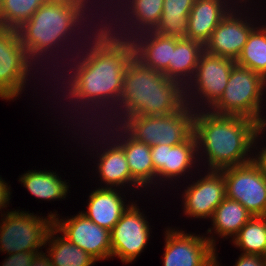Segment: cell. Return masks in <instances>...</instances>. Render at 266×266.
Returning a JSON list of instances; mask_svg holds the SVG:
<instances>
[{
	"label": "cell",
	"instance_id": "1",
	"mask_svg": "<svg viewBox=\"0 0 266 266\" xmlns=\"http://www.w3.org/2000/svg\"><path fill=\"white\" fill-rule=\"evenodd\" d=\"M133 57L131 40L114 35L102 25L61 67L63 70L54 73L53 77L57 80L53 81L58 82L59 86L62 85L55 89L58 84L54 83L53 89L63 92L62 100L70 102L65 108L71 104L70 107L74 108L72 110L82 116L79 118V115L75 114L77 120L80 119V122L76 123L79 127H83L82 123L99 125L116 110L125 70ZM58 74H61L60 79Z\"/></svg>",
	"mask_w": 266,
	"mask_h": 266
},
{
	"label": "cell",
	"instance_id": "2",
	"mask_svg": "<svg viewBox=\"0 0 266 266\" xmlns=\"http://www.w3.org/2000/svg\"><path fill=\"white\" fill-rule=\"evenodd\" d=\"M99 1L100 0H47L43 5L39 7V9L32 15L29 20L25 21L17 29L21 44L26 49L29 58L37 66L39 65L40 67H42L38 68L42 69L40 71L45 72V70L43 71V69H47L46 71L52 74L50 75L49 73H47L51 77L54 75L55 70L58 69L57 71L60 72L62 70L61 67L63 66V64H65V62L69 59L68 56L72 57L83 46V44L88 41L90 36H92V34L95 33L96 30H98V28L103 25V14H101L103 10V4L101 2L103 0H101V2ZM100 3L101 5H99ZM100 8L101 13L98 14ZM92 12H95V14ZM89 17L91 18L89 19ZM96 20L98 23L95 22ZM54 57L55 59H53ZM59 57L62 58L60 59V61ZM42 62H46V64L49 63V66L45 64V68L42 65ZM59 62L60 64H62L61 66ZM50 64H53L52 66L55 67L53 68L55 70L52 72L48 70L51 69Z\"/></svg>",
	"mask_w": 266,
	"mask_h": 266
},
{
	"label": "cell",
	"instance_id": "3",
	"mask_svg": "<svg viewBox=\"0 0 266 266\" xmlns=\"http://www.w3.org/2000/svg\"><path fill=\"white\" fill-rule=\"evenodd\" d=\"M259 126L247 117L196 110L193 134L198 164L205 160L206 169L221 170L253 161V142Z\"/></svg>",
	"mask_w": 266,
	"mask_h": 266
},
{
	"label": "cell",
	"instance_id": "4",
	"mask_svg": "<svg viewBox=\"0 0 266 266\" xmlns=\"http://www.w3.org/2000/svg\"><path fill=\"white\" fill-rule=\"evenodd\" d=\"M185 104V87L180 82L143 66L133 57L125 70L118 107L103 123L120 124L136 115H167Z\"/></svg>",
	"mask_w": 266,
	"mask_h": 266
},
{
	"label": "cell",
	"instance_id": "5",
	"mask_svg": "<svg viewBox=\"0 0 266 266\" xmlns=\"http://www.w3.org/2000/svg\"><path fill=\"white\" fill-rule=\"evenodd\" d=\"M265 94L266 80L258 73L235 64L225 91L209 111L219 115L243 116L260 125L265 124L266 117L262 110L266 109L263 107L266 102L263 98Z\"/></svg>",
	"mask_w": 266,
	"mask_h": 266
},
{
	"label": "cell",
	"instance_id": "6",
	"mask_svg": "<svg viewBox=\"0 0 266 266\" xmlns=\"http://www.w3.org/2000/svg\"><path fill=\"white\" fill-rule=\"evenodd\" d=\"M196 111L185 104L179 111L167 115L126 117L119 125L134 139L149 146H176L194 132Z\"/></svg>",
	"mask_w": 266,
	"mask_h": 266
},
{
	"label": "cell",
	"instance_id": "7",
	"mask_svg": "<svg viewBox=\"0 0 266 266\" xmlns=\"http://www.w3.org/2000/svg\"><path fill=\"white\" fill-rule=\"evenodd\" d=\"M56 213V210L54 213L50 211L48 216L41 217L38 214L34 215V212L19 209L6 211L0 220V251L7 255L18 252H41L48 232L53 227Z\"/></svg>",
	"mask_w": 266,
	"mask_h": 266
},
{
	"label": "cell",
	"instance_id": "8",
	"mask_svg": "<svg viewBox=\"0 0 266 266\" xmlns=\"http://www.w3.org/2000/svg\"><path fill=\"white\" fill-rule=\"evenodd\" d=\"M36 67L21 44L17 29L0 27V98L14 102L30 85L33 70L42 73Z\"/></svg>",
	"mask_w": 266,
	"mask_h": 266
},
{
	"label": "cell",
	"instance_id": "9",
	"mask_svg": "<svg viewBox=\"0 0 266 266\" xmlns=\"http://www.w3.org/2000/svg\"><path fill=\"white\" fill-rule=\"evenodd\" d=\"M235 64L233 59L203 51L193 78L185 86L186 104L195 111L209 110L225 91Z\"/></svg>",
	"mask_w": 266,
	"mask_h": 266
},
{
	"label": "cell",
	"instance_id": "10",
	"mask_svg": "<svg viewBox=\"0 0 266 266\" xmlns=\"http://www.w3.org/2000/svg\"><path fill=\"white\" fill-rule=\"evenodd\" d=\"M163 3L164 0H104L102 24L114 35L130 39L136 34L156 28L162 16Z\"/></svg>",
	"mask_w": 266,
	"mask_h": 266
},
{
	"label": "cell",
	"instance_id": "11",
	"mask_svg": "<svg viewBox=\"0 0 266 266\" xmlns=\"http://www.w3.org/2000/svg\"><path fill=\"white\" fill-rule=\"evenodd\" d=\"M87 128L89 129V131L85 130ZM92 128H94L93 130L95 131V133H93L94 131L91 130ZM81 130H82V135H84V133H86V132H89L87 137L89 135H91V136H89L90 138L88 137V139L93 141V145L91 143V145L89 147H92V146L95 147L96 146L95 148H92L91 152L94 151V149L95 150L98 149L97 147L100 144V149L95 151V152H97L96 153L97 155L95 154V156L97 157V160H98L97 161L98 163H95L97 166L96 167L97 169H95V170L98 172V173L96 172V174L99 175L98 178L100 177L99 181L101 180L102 184H105V186L102 185V186H100V188H120V189H123L126 186H127V188L129 186V188L130 189L132 188L131 190L134 189L135 192H136L135 189L139 190V188H140V190H143L132 179L130 169L128 166V162H127V158L125 156V152H124L123 148L114 140V138L110 137V135L108 133H106V131L103 128L101 129L100 125H97V126L94 125V127H91L89 125L85 126V124H84V127ZM83 131H84V133H83ZM100 132H101V134H100ZM92 135H96V137H94V136L92 137ZM91 137H92V139H91ZM97 138H99V139H97ZM94 140L96 141V143L99 141L101 143L99 142V143L95 144ZM101 144L102 145L104 144V146H102ZM98 151H100V152H98Z\"/></svg>",
	"mask_w": 266,
	"mask_h": 266
},
{
	"label": "cell",
	"instance_id": "12",
	"mask_svg": "<svg viewBox=\"0 0 266 266\" xmlns=\"http://www.w3.org/2000/svg\"><path fill=\"white\" fill-rule=\"evenodd\" d=\"M220 171L227 198L241 203L252 216H266V176L253 161Z\"/></svg>",
	"mask_w": 266,
	"mask_h": 266
},
{
	"label": "cell",
	"instance_id": "13",
	"mask_svg": "<svg viewBox=\"0 0 266 266\" xmlns=\"http://www.w3.org/2000/svg\"><path fill=\"white\" fill-rule=\"evenodd\" d=\"M136 202L132 201L110 230L111 258L117 257L123 264L134 262L150 241L152 228Z\"/></svg>",
	"mask_w": 266,
	"mask_h": 266
},
{
	"label": "cell",
	"instance_id": "14",
	"mask_svg": "<svg viewBox=\"0 0 266 266\" xmlns=\"http://www.w3.org/2000/svg\"><path fill=\"white\" fill-rule=\"evenodd\" d=\"M242 4L237 3V6L235 5L213 30L209 41L204 45V51L212 55L237 60L251 31L258 24L254 22L255 16L250 18L249 15H245L251 8L246 6L247 3ZM243 6L244 8H242ZM242 10L246 12L242 13Z\"/></svg>",
	"mask_w": 266,
	"mask_h": 266
},
{
	"label": "cell",
	"instance_id": "15",
	"mask_svg": "<svg viewBox=\"0 0 266 266\" xmlns=\"http://www.w3.org/2000/svg\"><path fill=\"white\" fill-rule=\"evenodd\" d=\"M165 229L163 266H209L215 260V248L204 235Z\"/></svg>",
	"mask_w": 266,
	"mask_h": 266
},
{
	"label": "cell",
	"instance_id": "16",
	"mask_svg": "<svg viewBox=\"0 0 266 266\" xmlns=\"http://www.w3.org/2000/svg\"><path fill=\"white\" fill-rule=\"evenodd\" d=\"M56 214L53 226L76 246L94 257L98 262L111 259L110 230L98 226L81 212L59 220Z\"/></svg>",
	"mask_w": 266,
	"mask_h": 266
},
{
	"label": "cell",
	"instance_id": "17",
	"mask_svg": "<svg viewBox=\"0 0 266 266\" xmlns=\"http://www.w3.org/2000/svg\"><path fill=\"white\" fill-rule=\"evenodd\" d=\"M151 157L154 171L156 172L157 185H162L165 181L169 184L171 182L176 184L174 180L179 181L180 177L184 176L183 178L185 179L186 177V180L187 176L189 177L187 174H191L190 177H192V171H194L192 168L200 170L196 167L199 164H197V142L194 134L176 146L165 144L152 146Z\"/></svg>",
	"mask_w": 266,
	"mask_h": 266
},
{
	"label": "cell",
	"instance_id": "18",
	"mask_svg": "<svg viewBox=\"0 0 266 266\" xmlns=\"http://www.w3.org/2000/svg\"><path fill=\"white\" fill-rule=\"evenodd\" d=\"M182 191L183 213L189 218L211 219L216 207L226 198L225 181L220 170H208Z\"/></svg>",
	"mask_w": 266,
	"mask_h": 266
},
{
	"label": "cell",
	"instance_id": "19",
	"mask_svg": "<svg viewBox=\"0 0 266 266\" xmlns=\"http://www.w3.org/2000/svg\"><path fill=\"white\" fill-rule=\"evenodd\" d=\"M99 125L110 137H116L114 140L125 152L132 179L141 189H151V184L155 186L156 172L151 157V146L132 138L119 124L102 123Z\"/></svg>",
	"mask_w": 266,
	"mask_h": 266
},
{
	"label": "cell",
	"instance_id": "20",
	"mask_svg": "<svg viewBox=\"0 0 266 266\" xmlns=\"http://www.w3.org/2000/svg\"><path fill=\"white\" fill-rule=\"evenodd\" d=\"M237 3L236 0H195L188 15L186 38L204 46L213 30Z\"/></svg>",
	"mask_w": 266,
	"mask_h": 266
},
{
	"label": "cell",
	"instance_id": "21",
	"mask_svg": "<svg viewBox=\"0 0 266 266\" xmlns=\"http://www.w3.org/2000/svg\"><path fill=\"white\" fill-rule=\"evenodd\" d=\"M134 49V58L143 66L165 73L172 62V49L176 38L164 36L153 30L145 31L130 38Z\"/></svg>",
	"mask_w": 266,
	"mask_h": 266
},
{
	"label": "cell",
	"instance_id": "22",
	"mask_svg": "<svg viewBox=\"0 0 266 266\" xmlns=\"http://www.w3.org/2000/svg\"><path fill=\"white\" fill-rule=\"evenodd\" d=\"M120 190L124 191L120 188L96 187L88 196L87 211L81 213L98 226L111 230L132 203L128 201L126 204V196Z\"/></svg>",
	"mask_w": 266,
	"mask_h": 266
},
{
	"label": "cell",
	"instance_id": "23",
	"mask_svg": "<svg viewBox=\"0 0 266 266\" xmlns=\"http://www.w3.org/2000/svg\"><path fill=\"white\" fill-rule=\"evenodd\" d=\"M251 218L252 215L241 203L226 197L216 207V210L210 219L212 227L206 230V233H209V237L206 236V238L216 248V240L218 237L223 239H233ZM213 234H216L217 237Z\"/></svg>",
	"mask_w": 266,
	"mask_h": 266
},
{
	"label": "cell",
	"instance_id": "24",
	"mask_svg": "<svg viewBox=\"0 0 266 266\" xmlns=\"http://www.w3.org/2000/svg\"><path fill=\"white\" fill-rule=\"evenodd\" d=\"M204 46L187 38H176L175 49H172V62L164 75L180 82L184 87L193 78Z\"/></svg>",
	"mask_w": 266,
	"mask_h": 266
},
{
	"label": "cell",
	"instance_id": "25",
	"mask_svg": "<svg viewBox=\"0 0 266 266\" xmlns=\"http://www.w3.org/2000/svg\"><path fill=\"white\" fill-rule=\"evenodd\" d=\"M19 182L35 196V198L47 201L64 200L69 191V182L62 180L55 171L52 170H29L20 175ZM60 177V178H59Z\"/></svg>",
	"mask_w": 266,
	"mask_h": 266
},
{
	"label": "cell",
	"instance_id": "26",
	"mask_svg": "<svg viewBox=\"0 0 266 266\" xmlns=\"http://www.w3.org/2000/svg\"><path fill=\"white\" fill-rule=\"evenodd\" d=\"M44 247H47L45 252L53 266H93L97 262L90 254L61 236L54 226L48 232Z\"/></svg>",
	"mask_w": 266,
	"mask_h": 266
},
{
	"label": "cell",
	"instance_id": "27",
	"mask_svg": "<svg viewBox=\"0 0 266 266\" xmlns=\"http://www.w3.org/2000/svg\"><path fill=\"white\" fill-rule=\"evenodd\" d=\"M195 0H164L159 24L153 30L164 36L186 38L188 15Z\"/></svg>",
	"mask_w": 266,
	"mask_h": 266
},
{
	"label": "cell",
	"instance_id": "28",
	"mask_svg": "<svg viewBox=\"0 0 266 266\" xmlns=\"http://www.w3.org/2000/svg\"><path fill=\"white\" fill-rule=\"evenodd\" d=\"M250 33L236 64L258 73L266 80V23Z\"/></svg>",
	"mask_w": 266,
	"mask_h": 266
},
{
	"label": "cell",
	"instance_id": "29",
	"mask_svg": "<svg viewBox=\"0 0 266 266\" xmlns=\"http://www.w3.org/2000/svg\"><path fill=\"white\" fill-rule=\"evenodd\" d=\"M240 252L266 257V216H252L232 239Z\"/></svg>",
	"mask_w": 266,
	"mask_h": 266
},
{
	"label": "cell",
	"instance_id": "30",
	"mask_svg": "<svg viewBox=\"0 0 266 266\" xmlns=\"http://www.w3.org/2000/svg\"><path fill=\"white\" fill-rule=\"evenodd\" d=\"M47 0H0V27L18 29Z\"/></svg>",
	"mask_w": 266,
	"mask_h": 266
},
{
	"label": "cell",
	"instance_id": "31",
	"mask_svg": "<svg viewBox=\"0 0 266 266\" xmlns=\"http://www.w3.org/2000/svg\"><path fill=\"white\" fill-rule=\"evenodd\" d=\"M265 131H266V123L261 124L259 126L256 134H255V138H254V142H253V151H254L253 152V162L259 167L260 171L266 176V146L264 145V147H263V146H261L260 143H258L259 140H261L264 137ZM262 134H264V135H262ZM257 144H260L259 145L260 148L257 146ZM257 148H259L260 150ZM254 149L256 150V152Z\"/></svg>",
	"mask_w": 266,
	"mask_h": 266
},
{
	"label": "cell",
	"instance_id": "32",
	"mask_svg": "<svg viewBox=\"0 0 266 266\" xmlns=\"http://www.w3.org/2000/svg\"><path fill=\"white\" fill-rule=\"evenodd\" d=\"M38 252H18L8 254L2 266H31V263Z\"/></svg>",
	"mask_w": 266,
	"mask_h": 266
},
{
	"label": "cell",
	"instance_id": "33",
	"mask_svg": "<svg viewBox=\"0 0 266 266\" xmlns=\"http://www.w3.org/2000/svg\"><path fill=\"white\" fill-rule=\"evenodd\" d=\"M234 266H266V257L240 253Z\"/></svg>",
	"mask_w": 266,
	"mask_h": 266
},
{
	"label": "cell",
	"instance_id": "34",
	"mask_svg": "<svg viewBox=\"0 0 266 266\" xmlns=\"http://www.w3.org/2000/svg\"><path fill=\"white\" fill-rule=\"evenodd\" d=\"M10 185L8 186V183H6V181L4 180V178L2 179V177L0 176V213L2 216L5 211L3 210L2 213V209L3 208H7V205L9 206L10 200H11V190L10 189Z\"/></svg>",
	"mask_w": 266,
	"mask_h": 266
},
{
	"label": "cell",
	"instance_id": "35",
	"mask_svg": "<svg viewBox=\"0 0 266 266\" xmlns=\"http://www.w3.org/2000/svg\"><path fill=\"white\" fill-rule=\"evenodd\" d=\"M31 266H53L49 255L44 253L43 251L36 253Z\"/></svg>",
	"mask_w": 266,
	"mask_h": 266
},
{
	"label": "cell",
	"instance_id": "36",
	"mask_svg": "<svg viewBox=\"0 0 266 266\" xmlns=\"http://www.w3.org/2000/svg\"><path fill=\"white\" fill-rule=\"evenodd\" d=\"M218 253L215 252V260H213V262L209 265V266H221L220 262L218 261Z\"/></svg>",
	"mask_w": 266,
	"mask_h": 266
},
{
	"label": "cell",
	"instance_id": "37",
	"mask_svg": "<svg viewBox=\"0 0 266 266\" xmlns=\"http://www.w3.org/2000/svg\"><path fill=\"white\" fill-rule=\"evenodd\" d=\"M238 3H249V1H251V0H236Z\"/></svg>",
	"mask_w": 266,
	"mask_h": 266
}]
</instances>
